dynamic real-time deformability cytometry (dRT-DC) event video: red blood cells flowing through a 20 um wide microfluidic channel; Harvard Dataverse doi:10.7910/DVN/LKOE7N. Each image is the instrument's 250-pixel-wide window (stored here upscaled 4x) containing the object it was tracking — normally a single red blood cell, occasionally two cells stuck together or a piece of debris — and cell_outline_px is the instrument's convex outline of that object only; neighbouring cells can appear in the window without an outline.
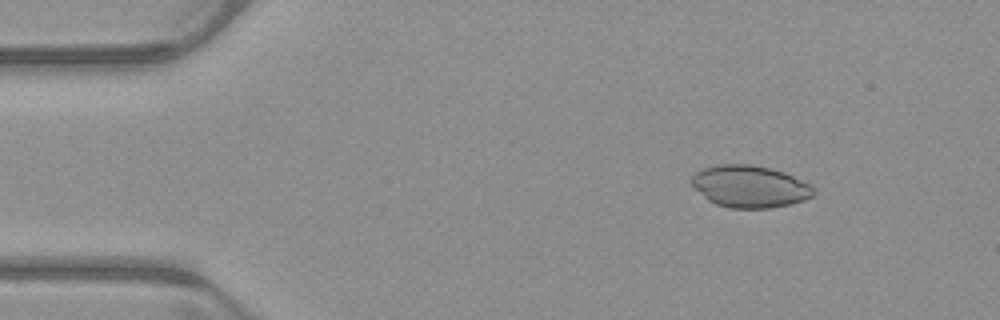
{"species": "common noctule bat (a hibernating species)", "species_latin": "Nyctalus noctula", "temperature_condition": "warm", "stored_images_in_passage": 47, "camera_frame_rate_fps": 3000, "um_per_image_px": 0.085, "animal": {"sex": "male", "body_mass_g": 23.1, "forearm_length_mm": 52.7}, "frame": {"image": 1, "passage_image": 2, "time_ms": 0.333, "image_size_px": [1000, 320], "cell_outline_px": [[816, 192], [812, 196], [804, 200], [788, 204], [768, 208], [732, 208], [716, 204], [708, 200], [692, 184], [692, 176], [696, 172], [704, 168], [720, 164], [752, 164], [784, 172], [812, 184], [816, 188]], "centroid_in_image_um": [63.78, 15.84], "position_along_channel_um": 21.2, "area_um2": 29.77}}
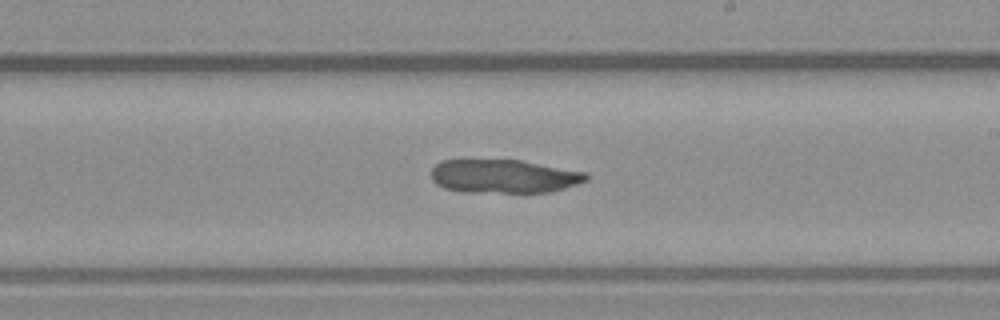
{"frame": {"image": 2, "passage_image": 25, "time_ms": 8.0, "image_size_px": [1000, 320], "cell_outline_px": [[588, 180], [552, 192], [460, 192], [444, 188], [436, 184], [432, 180], [432, 168], [440, 160], [520, 160], [588, 172]], "centroid_in_image_um": [42.82, 14.98], "position_along_channel_um": 246.2, "area_um2": 30.46}}